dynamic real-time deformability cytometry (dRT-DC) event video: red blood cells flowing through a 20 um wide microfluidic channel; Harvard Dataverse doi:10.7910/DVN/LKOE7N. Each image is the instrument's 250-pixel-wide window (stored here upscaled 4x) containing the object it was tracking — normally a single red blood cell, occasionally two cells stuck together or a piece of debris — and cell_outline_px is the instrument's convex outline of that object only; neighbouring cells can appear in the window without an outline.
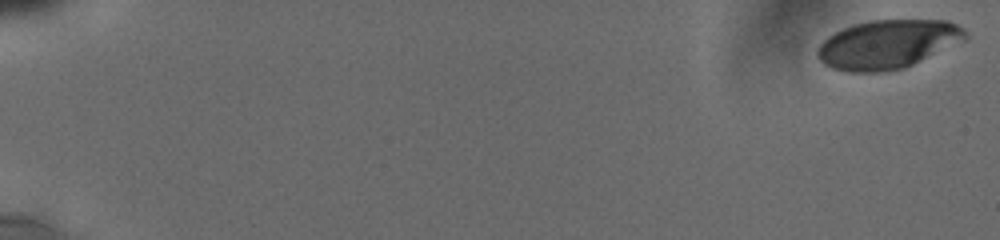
{"species": "human", "species_latin": "Homo sapiens", "temperature_condition": "cold", "stored_images_in_passage": 44, "camera_frame_rate_fps": 3000, "um_per_image_px": 0.085, "donor": {"sex": "male"}, "frame": {"image": 1, "passage_image": 1, "time_ms": 0.0, "image_size_px": [1000, 240], "cell_outline_px": [[968, 36], [964, 40], [904, 68], [880, 72], [848, 72], [832, 68], [824, 64], [816, 56], [816, 48], [828, 36], [852, 24], [868, 20], [948, 20], [964, 28]], "centroid_in_image_um": [75.42, 3.76], "position_along_channel_um": 9.6, "area_um2": 42.02}}
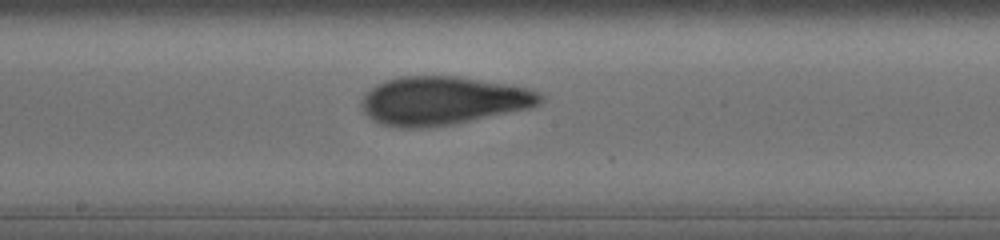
{"frame": {"image": 2, "passage_image": 28, "time_ms": 10.667, "image_size_px": [1000, 240], "cell_outline_px": [[544, 100], [528, 108], [452, 124], [420, 128], [400, 128], [380, 124], [372, 120], [364, 112], [360, 104], [360, 100], [376, 84], [384, 80], [400, 76], [460, 76], [512, 84], [528, 88], [540, 92], [544, 96]], "centroid_in_image_um": [37.63, 8.54], "position_along_channel_um": 210.6, "area_um2": 50.58}}
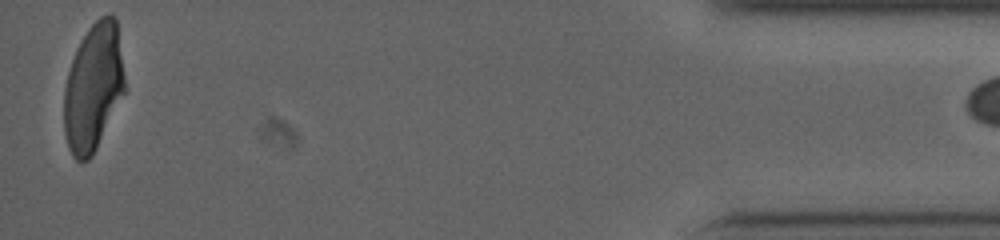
{"frame": {"image": 3, "passage_image": 43, "time_ms": 18.333, "image_size_px": [1000, 240], "cell_outline_px": [[124, 92], [92, 156], [88, 160], [76, 160], [72, 156], [68, 148], [64, 132], [64, 88], [68, 72], [76, 48], [88, 28], [100, 16], [108, 12], [116, 16], [124, 76]], "centroid_in_image_um": [7.91, 7.39], "position_along_channel_um": 427.3, "area_um2": 44.85}}